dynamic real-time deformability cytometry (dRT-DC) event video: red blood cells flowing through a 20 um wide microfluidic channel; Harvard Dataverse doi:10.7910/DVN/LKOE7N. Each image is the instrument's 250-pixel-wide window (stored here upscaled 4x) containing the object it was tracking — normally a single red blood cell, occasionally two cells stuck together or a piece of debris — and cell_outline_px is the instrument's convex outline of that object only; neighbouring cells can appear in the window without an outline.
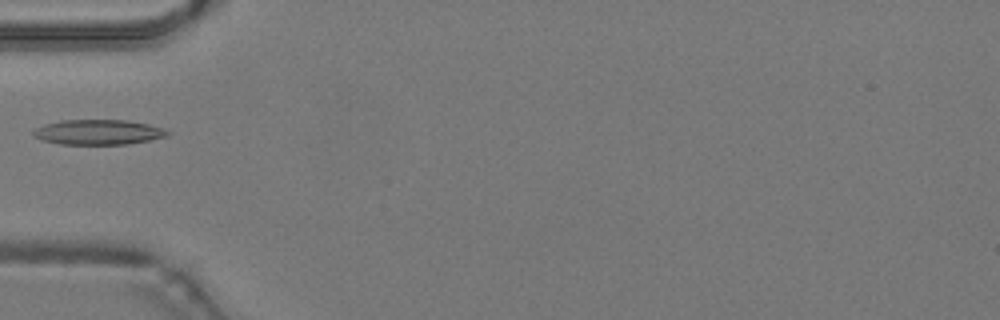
{"species": "common noctule bat (a hibernating species)", "species_latin": "Nyctalus noctula", "temperature_condition": "warm", "stored_images_in_passage": 33, "camera_frame_rate_fps": 3000, "um_per_image_px": 0.085, "animal": {"sex": "male", "body_mass_g": 19.2, "forearm_length_mm": 51.8}, "frame": {"image": 1, "passage_image": 1, "time_ms": 0.0, "image_size_px": [1000, 320], "cell_outline_px": [[172, 132], [168, 136], [128, 144], [60, 144], [40, 140], [32, 136], [32, 132], [36, 128], [44, 124], [60, 120], [128, 120], [148, 124], [164, 128]], "centroid_in_image_um": [8.34, 11.23], "position_along_channel_um": 76.7, "area_um2": 19.77}}
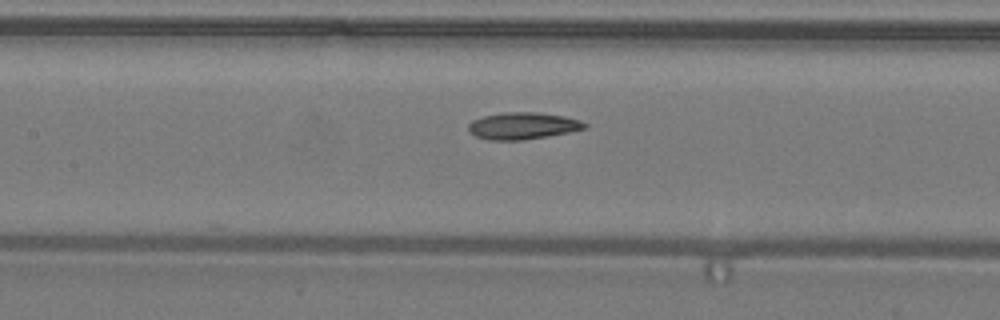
{"frame": {"image": 2, "passage_image": 7, "time_ms": 2.0, "image_size_px": [1000, 320], "cell_outline_px": [[588, 128], [568, 132], [524, 140], [488, 140], [476, 136], [468, 132], [468, 124], [472, 120], [484, 116], [500, 112], [540, 112], [564, 116], [580, 120], [588, 124]], "centroid_in_image_um": [44.42, 10.69], "position_along_channel_um": 163.0, "area_um2": 18.38}}
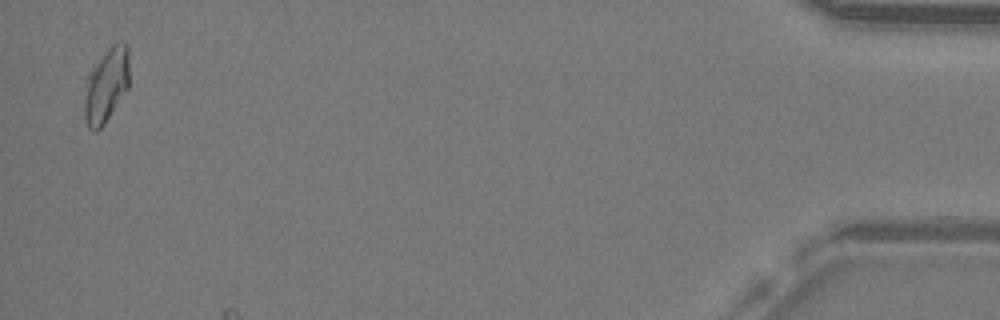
{"frame": {"image": 3, "passage_image": 32, "time_ms": 10.333, "image_size_px": [1000, 320], "cell_outline_px": [[128, 88], [104, 124], [96, 132], [92, 132], [88, 128], [84, 120], [84, 104], [88, 72], [108, 48], [112, 44], [120, 40], [124, 40], [128, 44]], "centroid_in_image_um": [9.02, 7.24], "position_along_channel_um": 426.2, "area_um2": 19.59}}